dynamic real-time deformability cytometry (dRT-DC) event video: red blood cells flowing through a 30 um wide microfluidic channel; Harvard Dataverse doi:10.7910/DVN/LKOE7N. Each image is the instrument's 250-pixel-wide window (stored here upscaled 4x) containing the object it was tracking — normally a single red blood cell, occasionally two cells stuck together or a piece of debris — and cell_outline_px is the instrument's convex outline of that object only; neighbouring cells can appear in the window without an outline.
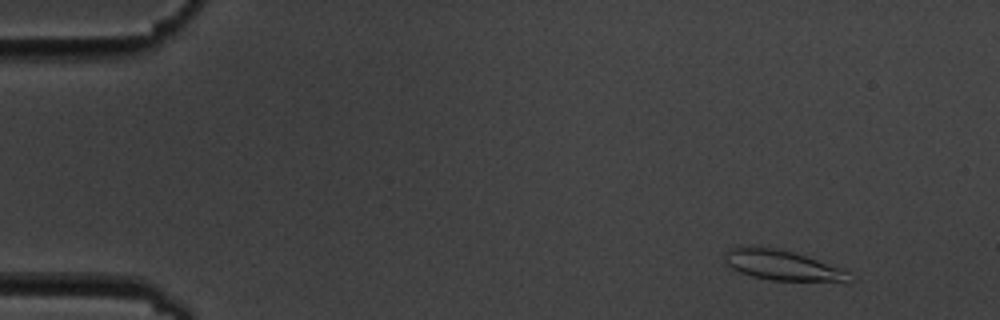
{"species": "common noctule bat (a hibernating species)", "species_latin": "Nyctalus noctula", "temperature_condition": "cold", "stored_images_in_passage": 15, "camera_frame_rate_fps": 3000, "um_per_image_px": 0.085, "animal": {"sex": "male", "body_mass_g": 19.5, "forearm_length_mm": 54.6}, "frame": {"image": 1, "passage_image": 2, "time_ms": 1.0, "image_size_px": [1000, 320], "cell_outline_px": [[848, 276], [844, 280], [772, 280], [752, 276], [740, 272], [724, 264], [724, 252], [732, 248], [776, 248], [792, 252], [844, 268], [848, 272]], "centroid_in_image_um": [66.4, 22.54], "position_along_channel_um": 18.6, "area_um2": 20.92}}
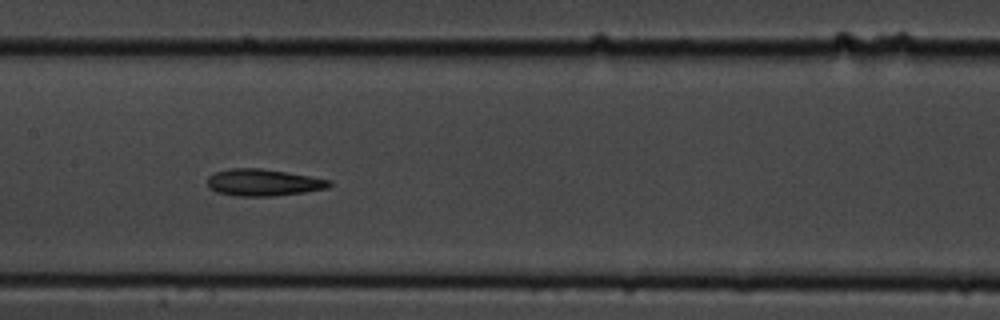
{"frame": {"image": 2, "passage_image": 8, "time_ms": 8.667, "image_size_px": [1000, 320], "cell_outline_px": [[332, 184], [328, 188], [304, 192], [272, 196], [236, 196], [216, 192], [208, 188], [208, 176], [212, 172], [232, 168], [260, 168], [332, 180]], "centroid_in_image_um": [22.34, 15.51], "position_along_channel_um": 185.1, "area_um2": 19.07}}
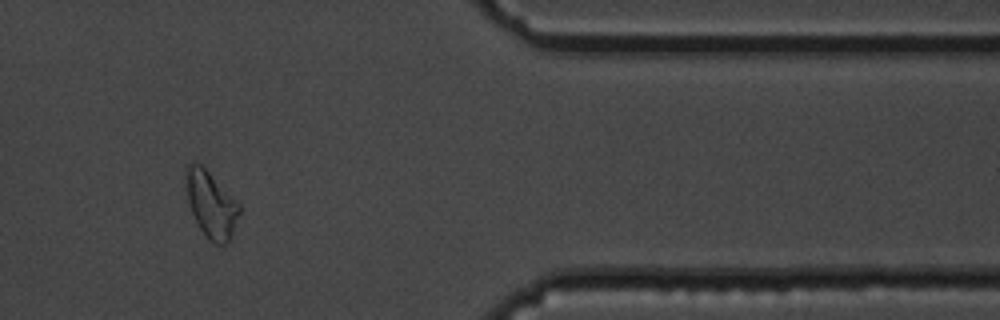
{"frame": {"image": 3, "passage_image": 13, "time_ms": 15.333, "image_size_px": [1000, 320], "cell_outline_px": [[240, 212], [228, 240], [224, 244], [216, 244], [208, 240], [200, 228], [192, 212], [188, 200], [184, 176], [184, 168], [188, 164], [200, 164], [240, 204]], "centroid_in_image_um": [17.91, 17.36], "position_along_channel_um": 393.5, "area_um2": 20.11}, "authors_computed_cell_mechanics": {"area_um2": 19.9988, "velocity_mm_per_s": 3.4726, "shape_relaxation_time_tau1_ms": 7.703, "shape_relaxation_time_tau2_ms": 3.4765, "deformation_change_tau1": 0.1447, "deformation_change_tau2": 0.106}}